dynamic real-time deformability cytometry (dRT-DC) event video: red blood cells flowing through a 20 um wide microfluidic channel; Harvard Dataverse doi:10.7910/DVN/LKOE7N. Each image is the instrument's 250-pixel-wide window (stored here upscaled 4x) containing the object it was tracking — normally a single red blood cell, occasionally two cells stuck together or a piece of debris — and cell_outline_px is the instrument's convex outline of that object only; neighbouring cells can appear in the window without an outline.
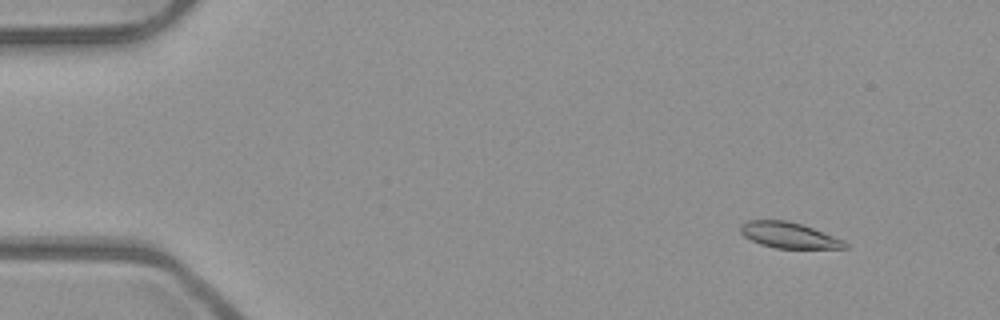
{"species": "common noctule bat (a hibernating species)", "species_latin": "Nyctalus noctula", "temperature_condition": "room temperature", "stored_images_in_passage": 4, "camera_frame_rate_fps": 3000, "um_per_image_px": 0.085, "animal": {"sex": "male", "body_mass_g": 23.1, "forearm_length_mm": 52.7}, "frame": {"image": 1, "passage_image": 1, "time_ms": 0.0, "image_size_px": [1000, 320], "cell_outline_px": [[848, 248], [776, 248], [760, 244], [744, 236], [740, 232], [740, 224], [748, 220], [788, 220], [812, 228], [844, 240], [848, 244]], "centroid_in_image_um": [67.03, 19.99], "position_along_channel_um": 18.0, "area_um2": 15.61}}
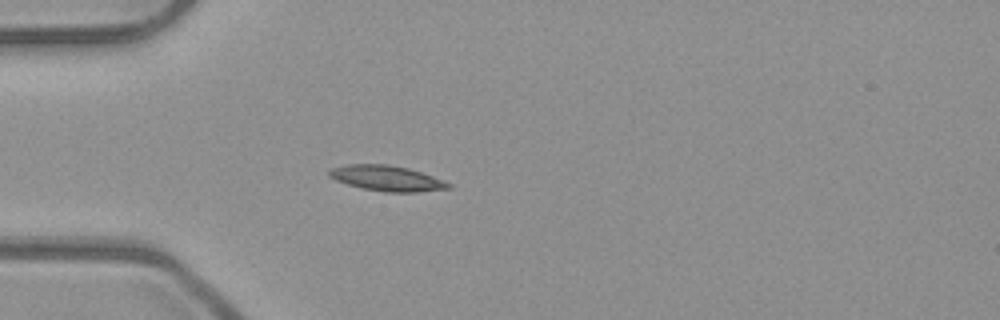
{"frame": {"image": 2, "passage_image": 4, "time_ms": 1.0, "image_size_px": [1000, 320], "cell_outline_px": [[452, 188], [416, 192], [384, 192], [360, 188], [336, 180], [328, 176], [328, 172], [332, 168], [348, 164], [388, 164], [408, 168], [444, 180], [452, 184]], "centroid_in_image_um": [32.89, 15.16], "position_along_channel_um": 52.1, "area_um2": 17.69}}